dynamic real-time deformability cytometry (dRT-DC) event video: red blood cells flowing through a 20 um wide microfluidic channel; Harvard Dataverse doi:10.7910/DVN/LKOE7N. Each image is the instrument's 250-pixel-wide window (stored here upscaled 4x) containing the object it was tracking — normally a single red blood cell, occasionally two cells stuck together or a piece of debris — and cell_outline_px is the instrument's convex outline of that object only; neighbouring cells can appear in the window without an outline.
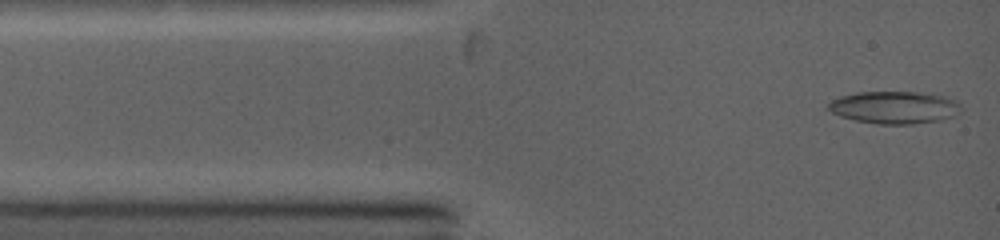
{"species": "common noctule bat (a hibernating species)", "species_latin": "Nyctalus noctula", "temperature_condition": "warm", "stored_images_in_passage": 18, "camera_frame_rate_fps": 5000, "um_per_image_px": 0.085, "animal": {"sex": "female", "body_mass_g": 19.0, "forearm_length_mm": 53.3}, "frame": {"image": 1, "passage_image": 1, "time_ms": 0.0, "image_size_px": [1000, 240], "cell_outline_px": [[964, 108], [960, 112], [952, 116], [940, 120], [912, 124], [876, 124], [856, 120], [840, 116], [824, 108], [832, 100], [840, 96], [856, 92], [932, 92], [956, 100]], "centroid_in_image_um": [76.05, 9.12], "position_along_channel_um": 9.0, "area_um2": 25.43}}
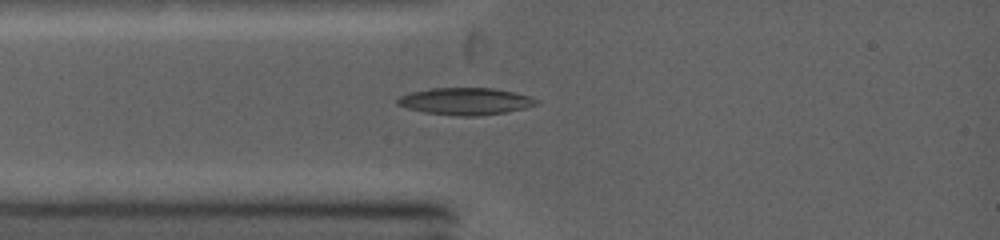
{"frame": {"image": 2, "passage_image": 9, "time_ms": 2.0, "image_size_px": [1000, 240], "cell_outline_px": [[540, 104], [524, 108], [504, 112], [476, 116], [460, 116], [424, 112], [408, 108], [396, 104], [396, 100], [400, 96], [412, 92], [432, 88], [492, 88], [512, 92], [528, 96], [540, 100]], "centroid_in_image_um": [39.57, 8.61], "position_along_channel_um": 45.4, "area_um2": 21.68}}
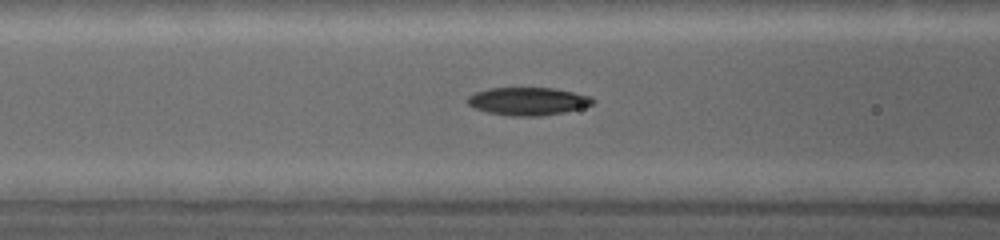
{"frame": {"image": 3, "passage_image": 16, "time_ms": 3.8, "image_size_px": [1000, 240], "cell_outline_px": [[596, 100], [592, 104], [580, 108], [564, 112], [540, 116], [508, 116], [488, 112], [476, 108], [468, 104], [468, 96], [476, 92], [488, 88], [552, 88], [592, 96]], "centroid_in_image_um": [44.89, 8.61], "position_along_channel_um": 121.7, "area_um2": 20.23}}